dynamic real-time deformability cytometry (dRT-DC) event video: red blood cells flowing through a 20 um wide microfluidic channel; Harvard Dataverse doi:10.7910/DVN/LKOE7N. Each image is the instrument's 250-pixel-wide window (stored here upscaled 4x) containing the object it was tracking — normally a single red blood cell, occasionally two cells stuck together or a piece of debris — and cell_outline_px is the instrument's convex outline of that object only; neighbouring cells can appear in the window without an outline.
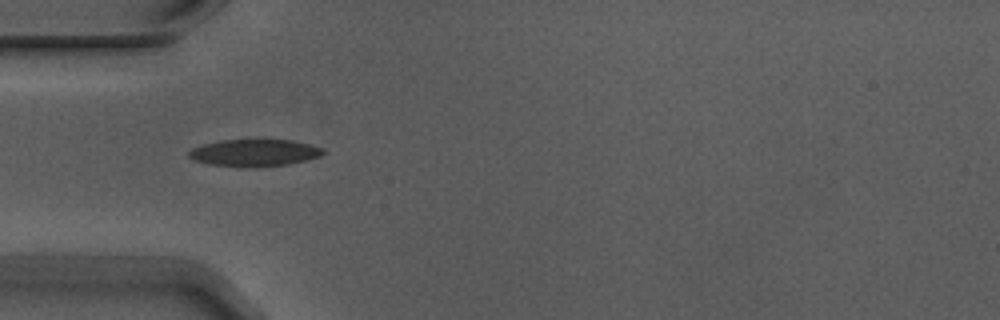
{"species": "Egyptian fruit bat (a non-hibernating species)", "species_latin": "Rousettus aegyptiacus", "temperature_condition": "warm", "stored_images_in_passage": 4, "camera_frame_rate_fps": 3000, "um_per_image_px": 0.085, "animal": {"sex": "male"}, "frame": {"image": 1, "passage_image": 3, "time_ms": 0.667, "image_size_px": [1000, 320], "cell_outline_px": [[324, 152], [320, 156], [288, 164], [256, 168], [244, 168], [208, 164], [196, 160], [188, 156], [188, 152], [192, 148], [204, 144], [220, 140], [292, 140], [308, 144], [320, 148]], "centroid_in_image_um": [21.57, 13.0], "position_along_channel_um": 63.4, "area_um2": 21.1}}